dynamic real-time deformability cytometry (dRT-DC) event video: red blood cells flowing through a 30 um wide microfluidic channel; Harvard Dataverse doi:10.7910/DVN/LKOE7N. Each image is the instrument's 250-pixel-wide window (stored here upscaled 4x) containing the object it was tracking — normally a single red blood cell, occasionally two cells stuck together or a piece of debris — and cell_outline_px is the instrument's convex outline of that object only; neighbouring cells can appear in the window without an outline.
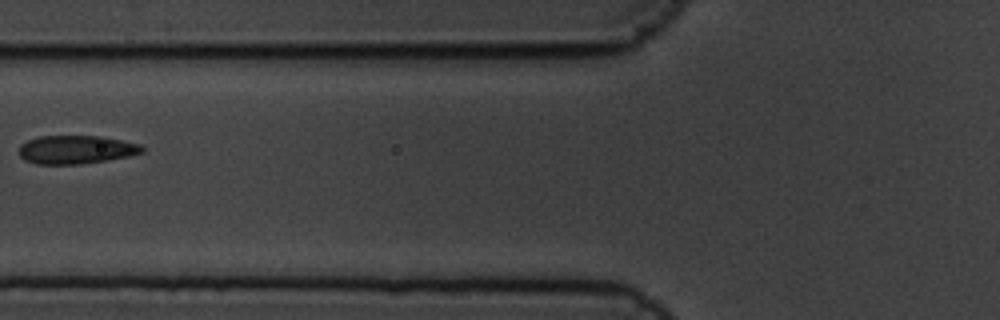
{"species": "common noctule bat (a hibernating species)", "species_latin": "Nyctalus noctula", "temperature_condition": "cold", "stored_images_in_passage": 15, "camera_frame_rate_fps": 3000, "um_per_image_px": 0.085, "animal": {"sex": "male", "body_mass_g": 19.5, "forearm_length_mm": 54.6}, "frame": {"image": 1, "passage_image": 9, "time_ms": 2.667, "image_size_px": [1000, 320], "cell_outline_px": [[144, 152], [128, 156], [108, 160], [80, 164], [36, 164], [24, 160], [20, 156], [20, 144], [28, 140], [40, 136], [104, 136], [140, 144], [144, 148]], "centroid_in_image_um": [6.48, 12.71], "position_along_channel_um": 119.3, "area_um2": 20.46}}
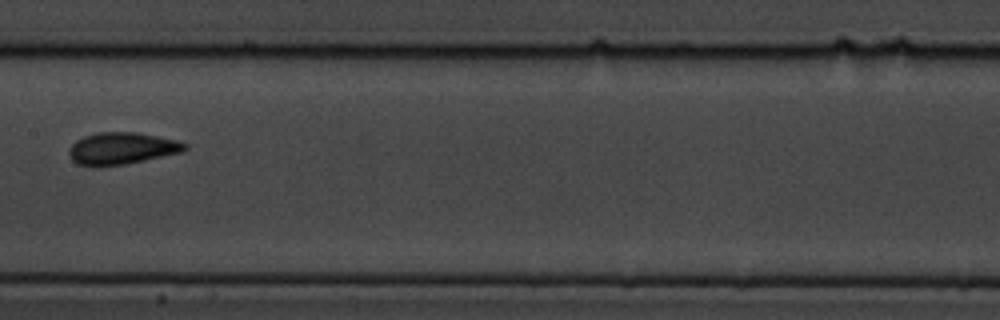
{"frame": {"image": 2, "passage_image": 11, "time_ms": 3.333, "image_size_px": [1000, 320], "cell_outline_px": [[188, 148], [180, 152], [144, 160], [124, 164], [100, 168], [96, 168], [76, 164], [68, 156], [68, 152], [72, 144], [76, 140], [84, 136], [96, 132], [136, 132], [176, 140], [188, 144]], "centroid_in_image_um": [10.28, 12.63], "position_along_channel_um": 197.1, "area_um2": 21.79}}
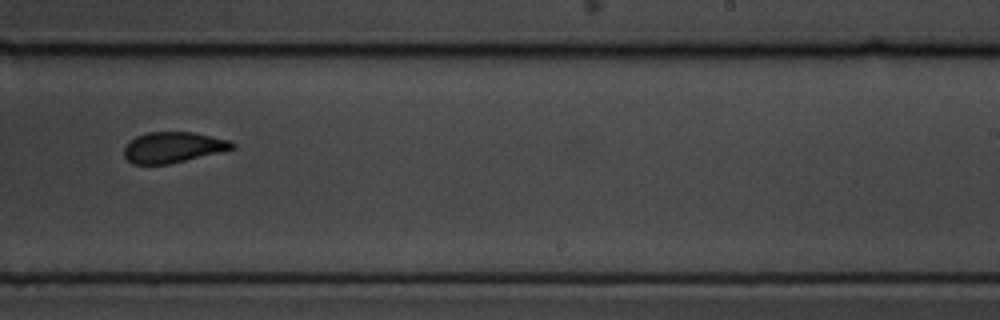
{"frame": {"image": 3, "passage_image": 13, "time_ms": 4.0, "image_size_px": [1000, 320], "cell_outline_px": [[236, 148], [220, 152], [168, 164], [132, 164], [124, 156], [124, 148], [136, 136], [148, 132], [192, 132], [232, 140], [236, 144]], "centroid_in_image_um": [14.74, 12.52], "position_along_channel_um": 274.3, "area_um2": 19.31}}